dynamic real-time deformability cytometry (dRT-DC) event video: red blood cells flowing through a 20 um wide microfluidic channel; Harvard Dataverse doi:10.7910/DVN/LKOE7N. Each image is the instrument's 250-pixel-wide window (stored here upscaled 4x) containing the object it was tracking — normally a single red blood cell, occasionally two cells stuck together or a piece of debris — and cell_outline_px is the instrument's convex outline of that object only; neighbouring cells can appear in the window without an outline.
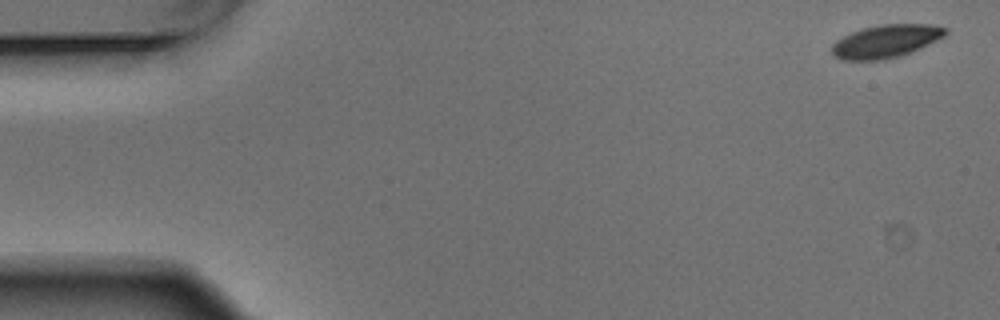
{"species": "Egyptian fruit bat (a non-hibernating species)", "species_latin": "Rousettus aegyptiacus", "temperature_condition": "warm", "stored_images_in_passage": 6, "camera_frame_rate_fps": 3000, "um_per_image_px": 0.085, "animal": {"sex": "male"}, "frame": {"image": 1, "passage_image": 1, "time_ms": 0.0, "image_size_px": [1000, 320], "cell_outline_px": [[948, 32], [944, 36], [912, 52], [900, 56], [884, 60], [840, 60], [832, 52], [832, 44], [836, 40], [852, 32], [864, 28], [880, 24], [928, 24], [948, 28]], "centroid_in_image_um": [75.31, 3.51], "position_along_channel_um": 9.7, "area_um2": 21.79}}
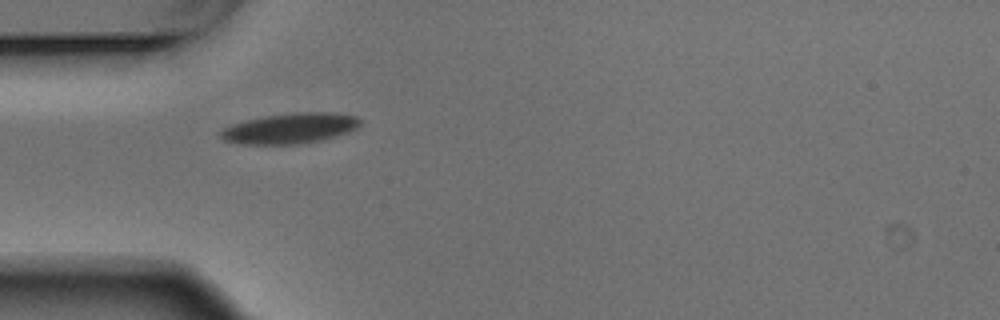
{"frame": {"image": 2, "passage_image": 5, "time_ms": 1.333, "image_size_px": [1000, 320], "cell_outline_px": [[360, 124], [356, 128], [348, 132], [320, 140], [296, 144], [244, 144], [224, 140], [220, 136], [220, 132], [224, 128], [232, 124], [264, 116], [292, 112], [332, 112], [356, 116], [360, 120]], "centroid_in_image_um": [24.66, 10.9], "position_along_channel_um": 60.3, "area_um2": 24.51}}
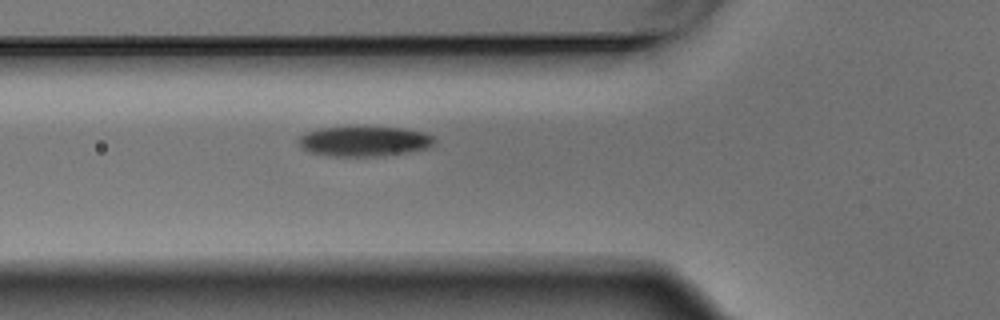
{"frame": {"image": 3, "passage_image": 6, "time_ms": 1.667, "image_size_px": [1000, 320], "cell_outline_px": [[436, 144], [428, 148], [408, 152], [384, 156], [328, 156], [308, 152], [300, 148], [300, 136], [308, 132], [320, 128], [348, 124], [404, 128], [424, 132], [432, 136], [436, 140]], "centroid_in_image_um": [30.97, 11.97], "position_along_channel_um": 94.8, "area_um2": 24.85}}